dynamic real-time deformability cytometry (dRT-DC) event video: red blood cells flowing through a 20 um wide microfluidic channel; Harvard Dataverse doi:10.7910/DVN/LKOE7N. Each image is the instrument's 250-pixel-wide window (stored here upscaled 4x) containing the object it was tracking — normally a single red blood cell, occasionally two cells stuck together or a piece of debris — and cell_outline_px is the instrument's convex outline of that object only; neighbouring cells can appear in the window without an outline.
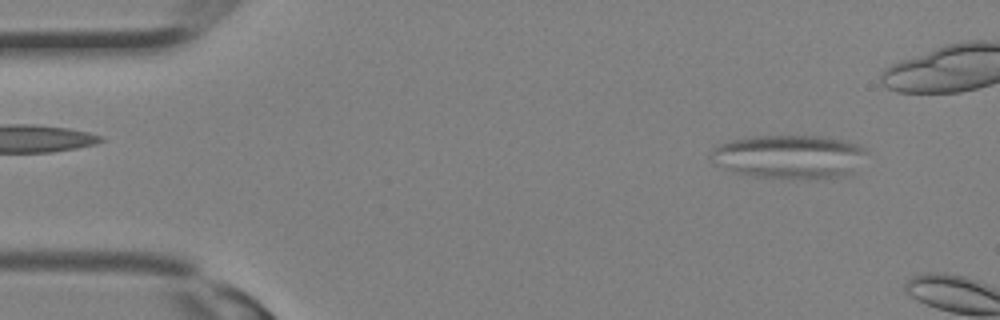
{"species": "Egyptian fruit bat (a non-hibernating species)", "species_latin": "Rousettus aegyptiacus", "temperature_condition": "room temperature", "stored_images_in_passage": 4, "camera_frame_rate_fps": 3000, "um_per_image_px": 0.085, "animal": {"sex": "female"}, "frame": {"image": 1, "passage_image": 2, "time_ms": 0.333, "image_size_px": [1000, 320], "cell_outline_px": [[868, 152], [856, 172], [852, 176], [756, 176], [732, 172], [712, 164], [708, 156], [720, 144], [732, 140], [752, 136], [820, 136], [844, 140], [860, 144]], "centroid_in_image_um": [67.11, 13.29], "position_along_channel_um": 17.9, "area_um2": 39.25}}